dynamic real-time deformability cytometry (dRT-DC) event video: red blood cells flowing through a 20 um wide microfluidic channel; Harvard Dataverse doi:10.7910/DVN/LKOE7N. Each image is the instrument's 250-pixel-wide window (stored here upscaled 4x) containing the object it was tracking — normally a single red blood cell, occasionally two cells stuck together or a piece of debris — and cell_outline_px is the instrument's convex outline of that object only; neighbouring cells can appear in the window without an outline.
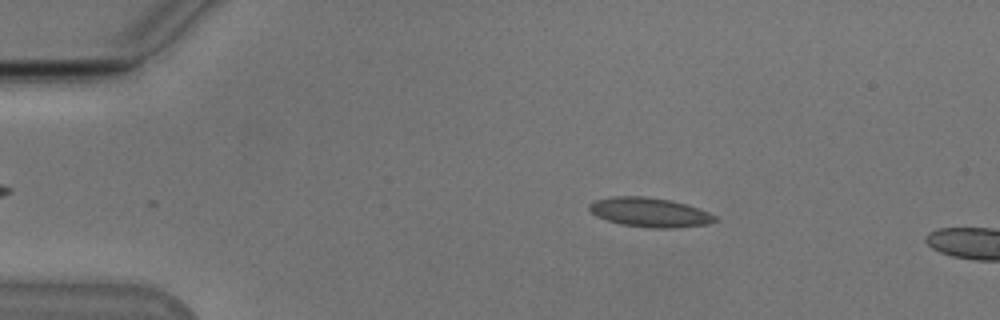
{"species": "Egyptian fruit bat (a non-hibernating species)", "species_latin": "Rousettus aegyptiacus", "temperature_condition": "cold", "stored_images_in_passage": 4, "camera_frame_rate_fps": 3000, "um_per_image_px": 0.085, "animal": {"sex": "male"}, "frame": {"image": 1, "passage_image": 1, "time_ms": 0.0, "image_size_px": [1000, 320], "cell_outline_px": [[716, 220], [708, 224], [672, 228], [652, 228], [620, 224], [596, 216], [588, 208], [588, 204], [596, 200], [612, 196], [644, 196], [672, 200], [708, 212], [716, 216]], "centroid_in_image_um": [55.19, 18.04], "position_along_channel_um": 29.8, "area_um2": 21.33}}